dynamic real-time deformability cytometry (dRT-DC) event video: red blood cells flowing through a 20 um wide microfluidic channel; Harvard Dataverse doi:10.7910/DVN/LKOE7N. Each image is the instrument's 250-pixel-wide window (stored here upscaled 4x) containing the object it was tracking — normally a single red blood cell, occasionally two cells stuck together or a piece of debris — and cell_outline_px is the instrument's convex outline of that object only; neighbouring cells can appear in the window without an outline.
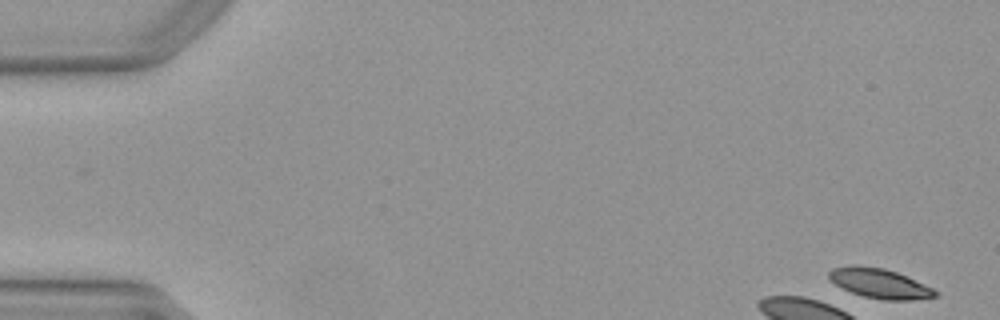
{"species": "Egyptian fruit bat (a non-hibernating species)", "species_latin": "Rousettus aegyptiacus", "temperature_condition": "warm", "stored_images_in_passage": 4, "camera_frame_rate_fps": 3000, "um_per_image_px": 0.085, "animal": {"sex": "female"}, "frame": {"image": 1, "passage_image": 1, "time_ms": 0.0, "image_size_px": [1000, 320], "cell_outline_px": [[940, 296], [912, 300], [884, 300], [864, 296], [852, 292], [828, 280], [828, 272], [832, 268], [884, 268], [896, 272], [932, 288], [940, 292]], "centroid_in_image_um": [74.85, 24.14], "position_along_channel_um": 10.2, "area_um2": 17.63}}